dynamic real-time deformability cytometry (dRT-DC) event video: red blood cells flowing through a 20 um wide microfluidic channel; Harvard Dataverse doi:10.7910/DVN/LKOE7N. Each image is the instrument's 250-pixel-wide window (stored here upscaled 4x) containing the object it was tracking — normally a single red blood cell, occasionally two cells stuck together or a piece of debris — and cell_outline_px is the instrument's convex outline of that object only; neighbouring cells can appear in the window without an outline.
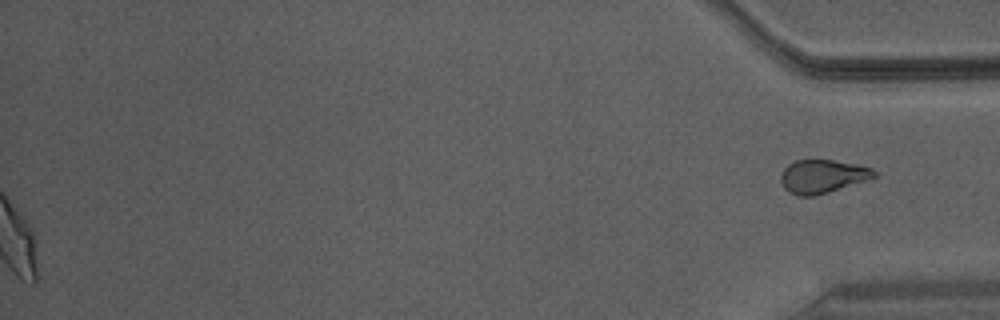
{"species": "Egyptian fruit bat (a non-hibernating species)", "species_latin": "Rousettus aegyptiacus", "temperature_condition": "warm", "stored_images_in_passage": 46, "segment_of_instrument_passage": [2, 2], "camera_frame_rate_fps": 3000, "um_per_image_px": 0.085, "animal": {"sex": "male"}, "frame": {"image": 1, "passage_image": 46, "time_ms": 15.0, "image_size_px": [1000, 320], "cell_outline_px": [[876, 176], [828, 192], [812, 196], [796, 196], [788, 192], [784, 188], [780, 180], [780, 176], [784, 168], [788, 164], [796, 160], [832, 160], [856, 164], [872, 168], [876, 172]], "centroid_in_image_um": [69.85, 14.99], "position_along_channel_um": 365.3, "area_um2": 17.98}}